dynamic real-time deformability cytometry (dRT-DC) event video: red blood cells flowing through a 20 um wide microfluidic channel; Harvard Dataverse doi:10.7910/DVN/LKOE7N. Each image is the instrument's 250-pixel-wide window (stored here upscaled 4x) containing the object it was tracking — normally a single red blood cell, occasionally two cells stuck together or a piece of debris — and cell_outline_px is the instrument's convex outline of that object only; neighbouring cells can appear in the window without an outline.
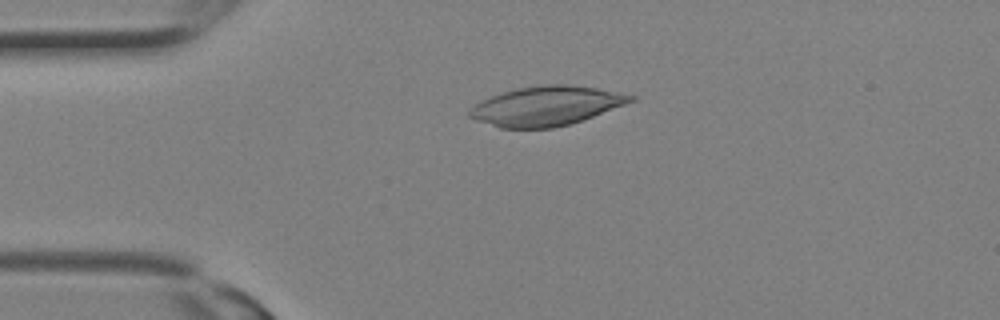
{"species": "Egyptian fruit bat (a non-hibernating species)", "species_latin": "Rousettus aegyptiacus", "temperature_condition": "room temperature", "stored_images_in_passage": 9, "camera_frame_rate_fps": 3000, "um_per_image_px": 0.085, "animal": {"sex": "female"}, "frame": {"image": 1, "passage_image": 7, "time_ms": 2.0, "image_size_px": [1000, 320], "cell_outline_px": [[636, 100], [592, 116], [568, 124], [552, 128], [500, 128], [476, 120], [468, 116], [468, 108], [480, 100], [516, 88], [540, 84], [564, 84], [596, 88], [620, 92], [636, 96]], "centroid_in_image_um": [46.39, 9.0], "position_along_channel_um": 38.6, "area_um2": 36.82}}